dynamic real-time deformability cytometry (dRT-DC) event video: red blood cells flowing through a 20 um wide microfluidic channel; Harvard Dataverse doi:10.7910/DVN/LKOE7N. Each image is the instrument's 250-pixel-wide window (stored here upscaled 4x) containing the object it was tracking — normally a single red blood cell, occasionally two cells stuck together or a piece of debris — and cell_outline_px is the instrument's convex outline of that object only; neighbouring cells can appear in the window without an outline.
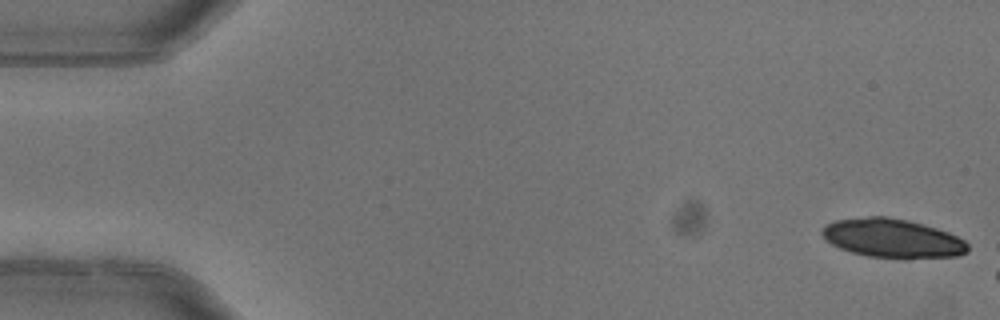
{"species": "common noctule bat (a hibernating species)", "species_latin": "Nyctalus noctula", "temperature_condition": "warm", "stored_images_in_passage": 5, "camera_frame_rate_fps": 3000, "um_per_image_px": 0.085, "animal": {"sex": "female"}, "frame": {"image": 1, "passage_image": 1, "time_ms": 0.0, "image_size_px": [1000, 320], "cell_outline_px": [[968, 252], [960, 256], [904, 260], [868, 256], [852, 252], [840, 248], [824, 240], [820, 232], [824, 224], [836, 220], [868, 216], [884, 216], [908, 220], [936, 228], [948, 232], [964, 240], [968, 244]], "centroid_in_image_um": [75.86, 20.28], "position_along_channel_um": 9.1, "area_um2": 33.7}}